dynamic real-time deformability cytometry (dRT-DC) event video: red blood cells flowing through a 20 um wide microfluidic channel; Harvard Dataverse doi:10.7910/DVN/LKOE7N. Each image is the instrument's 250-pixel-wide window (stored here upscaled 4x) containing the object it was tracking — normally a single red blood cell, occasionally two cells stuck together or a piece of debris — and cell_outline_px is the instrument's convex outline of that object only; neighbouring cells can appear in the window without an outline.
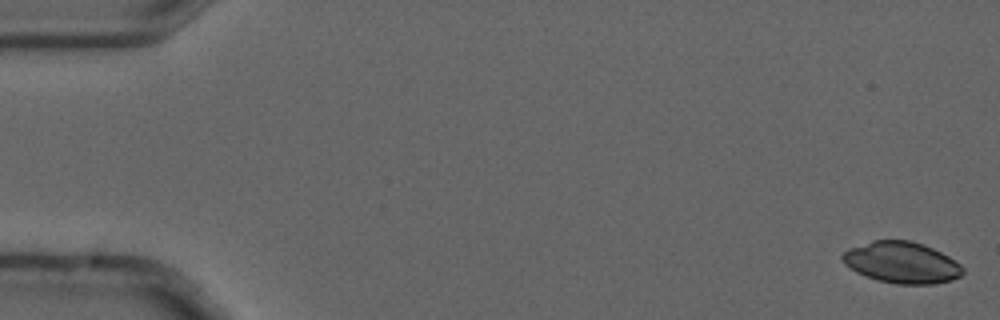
{"species": "common noctule bat (a hibernating species)", "species_latin": "Nyctalus noctula", "temperature_condition": "cold", "stored_images_in_passage": 8, "camera_frame_rate_fps": 3000, "um_per_image_px": 0.085, "animal": {"sex": "male", "forearm_length_mm": 52.5}, "frame": {"image": 1, "passage_image": 1, "time_ms": 0.0, "image_size_px": [1000, 320], "cell_outline_px": [[964, 272], [960, 276], [952, 280], [936, 284], [896, 284], [876, 280], [864, 276], [856, 272], [844, 264], [840, 256], [848, 248], [872, 240], [912, 240], [924, 244], [948, 256], [960, 264], [964, 268]], "centroid_in_image_um": [76.63, 22.32], "position_along_channel_um": 8.4, "area_um2": 29.3}}